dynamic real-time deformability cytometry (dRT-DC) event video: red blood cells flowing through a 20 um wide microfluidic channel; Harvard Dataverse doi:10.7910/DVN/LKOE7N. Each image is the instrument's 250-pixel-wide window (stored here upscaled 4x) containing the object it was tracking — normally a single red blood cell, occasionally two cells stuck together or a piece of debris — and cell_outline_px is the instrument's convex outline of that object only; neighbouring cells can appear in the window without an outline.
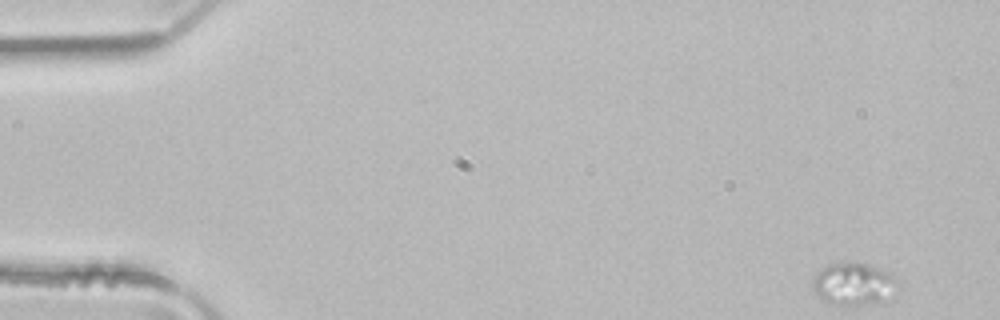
{"species": "common noctule bat (a hibernating species)", "species_latin": "Nyctalus noctula", "temperature_condition": "room temperature", "stored_images_in_passage": 4, "camera_frame_rate_fps": 3000, "um_per_image_px": 0.085, "animal": {"sex": "male", "body_mass_g": 21.5, "forearm_length_mm": 52.0}, "frame": {"image": 1, "passage_image": 1, "time_ms": 0.0, "image_size_px": [1000, 320], "cell_outline_px": [[904, 280], [900, 284], [880, 300], [864, 304], [836, 304], [820, 300], [816, 296], [812, 288], [812, 280], [816, 272], [824, 264], [840, 260], [852, 260], [868, 264], [888, 272]], "centroid_in_image_um": [72.48, 24.04], "position_along_channel_um": 12.5, "area_um2": 21.5}}